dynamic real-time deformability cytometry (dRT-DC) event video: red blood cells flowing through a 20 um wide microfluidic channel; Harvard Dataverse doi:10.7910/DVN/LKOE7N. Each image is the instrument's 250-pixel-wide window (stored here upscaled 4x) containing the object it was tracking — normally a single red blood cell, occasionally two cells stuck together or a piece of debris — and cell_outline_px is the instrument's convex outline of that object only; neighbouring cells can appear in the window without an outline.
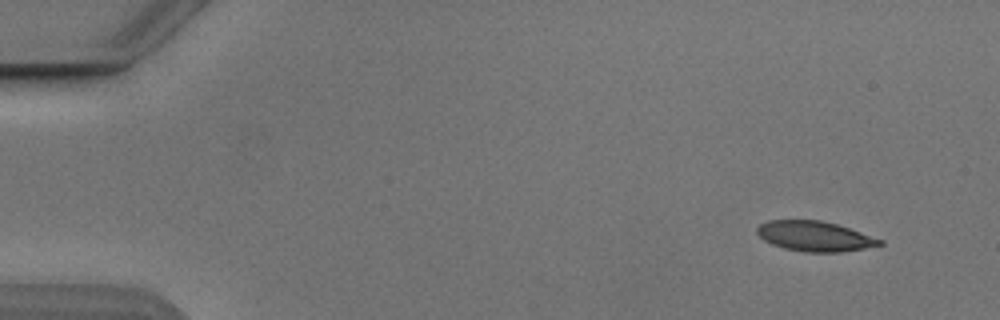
{"species": "Egyptian fruit bat (a non-hibernating species)", "species_latin": "Rousettus aegyptiacus", "temperature_condition": "cold", "stored_images_in_passage": 50, "camera_frame_rate_fps": 3000, "um_per_image_px": 0.085, "animal": {"sex": "male"}, "frame": {"image": 1, "passage_image": 1, "time_ms": 0.0, "image_size_px": [1000, 320], "cell_outline_px": [[884, 244], [864, 248], [840, 252], [804, 252], [784, 248], [772, 244], [764, 240], [756, 232], [756, 228], [760, 224], [768, 220], [820, 220], [836, 224], [884, 240]], "centroid_in_image_um": [69.23, 20.08], "position_along_channel_um": 15.8, "area_um2": 21.39}}
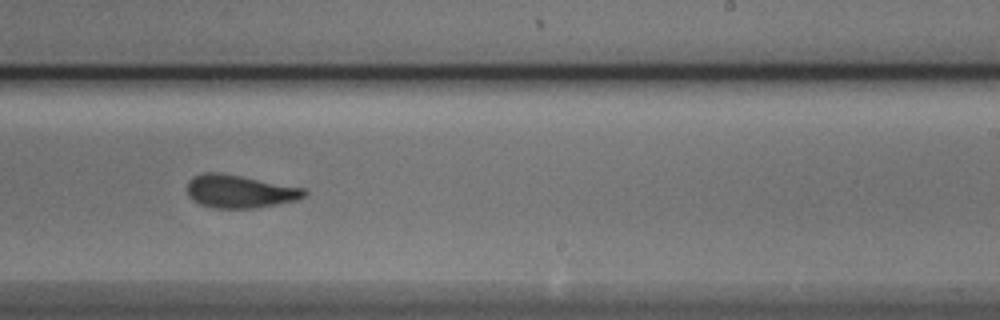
{"frame": {"image": 2, "passage_image": 30, "time_ms": 9.667, "image_size_px": [1000, 320], "cell_outline_px": [[308, 192], [300, 200], [256, 208], [212, 208], [200, 204], [192, 200], [188, 196], [188, 180], [204, 172], [220, 172], [304, 188]], "centroid_in_image_um": [20.38, 16.28], "position_along_channel_um": 268.6, "area_um2": 22.6}}
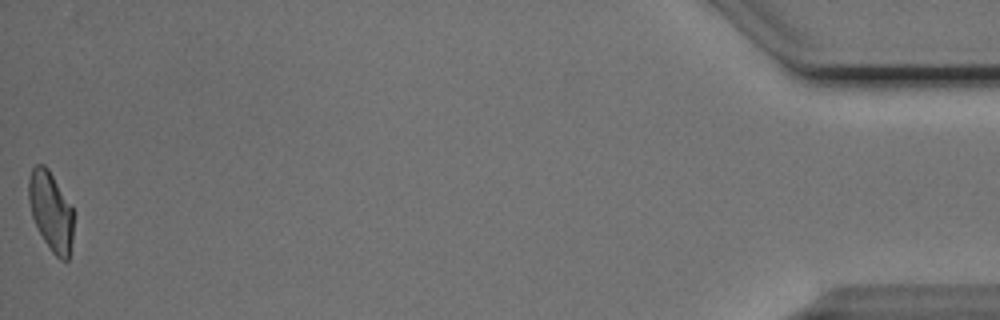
{"frame": {"image": 3, "passage_image": 50, "time_ms": 16.333, "image_size_px": [1000, 320], "cell_outline_px": [[76, 212], [72, 240], [68, 260], [60, 260], [52, 252], [44, 240], [32, 216], [28, 200], [28, 180], [32, 168], [36, 164], [44, 164], [48, 168]], "centroid_in_image_um": [4.36, 17.94], "position_along_channel_um": 430.8, "area_um2": 21.04}, "authors_computed_cell_mechanics": {"area_um2": 22.4842, "velocity_mm_per_s": 3.8597, "shape_relaxation_time_tau1_ms": 3.3967, "shape_relaxation_time_tau2_ms": 2.2743, "deformation_change_tau1": 0.1344, "deformation_change_tau2": 0.081}}